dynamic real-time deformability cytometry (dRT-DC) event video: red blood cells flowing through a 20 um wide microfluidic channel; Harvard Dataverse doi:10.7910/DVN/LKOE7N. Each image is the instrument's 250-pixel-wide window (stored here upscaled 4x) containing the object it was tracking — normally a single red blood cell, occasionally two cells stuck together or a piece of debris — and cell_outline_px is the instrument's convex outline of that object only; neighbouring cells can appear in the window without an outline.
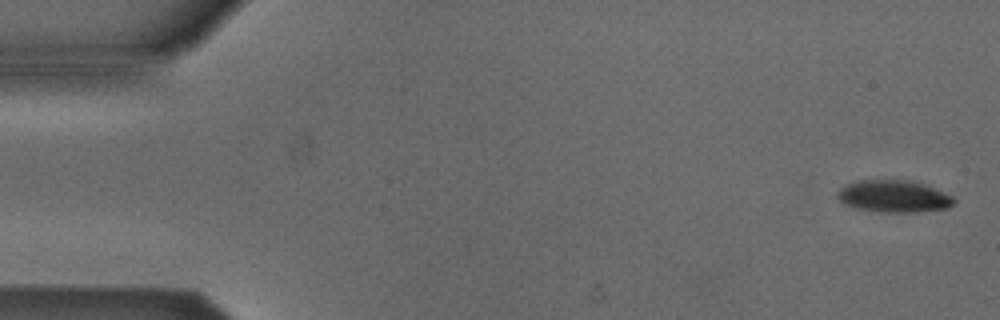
{"species": "Egyptian fruit bat (a non-hibernating species)", "species_latin": "Rousettus aegyptiacus", "temperature_condition": "cold", "stored_images_in_passage": 4, "camera_frame_rate_fps": 3000, "um_per_image_px": 0.085, "animal": {"sex": "male"}, "frame": {"image": 1, "passage_image": 1, "time_ms": 0.0, "image_size_px": [1000, 320], "cell_outline_px": [[956, 204], [948, 208], [920, 212], [880, 212], [856, 208], [844, 204], [836, 196], [836, 192], [844, 184], [856, 180], [908, 180], [924, 184], [952, 196], [956, 200]], "centroid_in_image_um": [75.95, 16.69], "position_along_channel_um": 9.0, "area_um2": 22.02}}
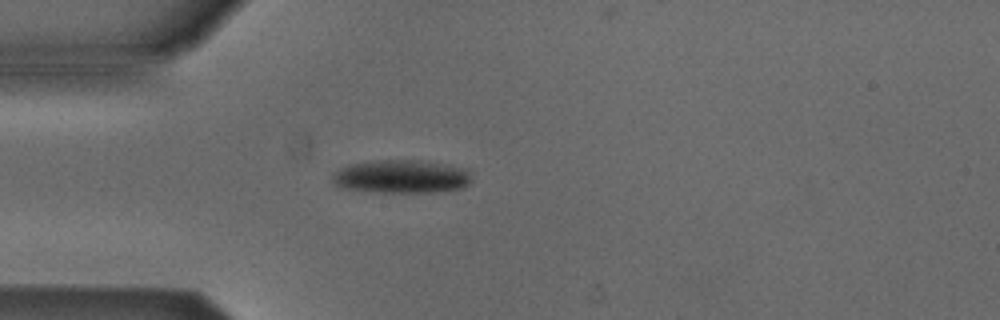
{"frame": {"image": 2, "passage_image": 4, "time_ms": 4.333, "image_size_px": [1000, 320], "cell_outline_px": [[468, 184], [464, 188], [436, 192], [376, 192], [344, 188], [336, 184], [332, 180], [332, 172], [348, 164], [380, 160], [416, 160], [468, 168]], "centroid_in_image_um": [34.09, 15.01], "position_along_channel_um": 50.9, "area_um2": 26.88}}